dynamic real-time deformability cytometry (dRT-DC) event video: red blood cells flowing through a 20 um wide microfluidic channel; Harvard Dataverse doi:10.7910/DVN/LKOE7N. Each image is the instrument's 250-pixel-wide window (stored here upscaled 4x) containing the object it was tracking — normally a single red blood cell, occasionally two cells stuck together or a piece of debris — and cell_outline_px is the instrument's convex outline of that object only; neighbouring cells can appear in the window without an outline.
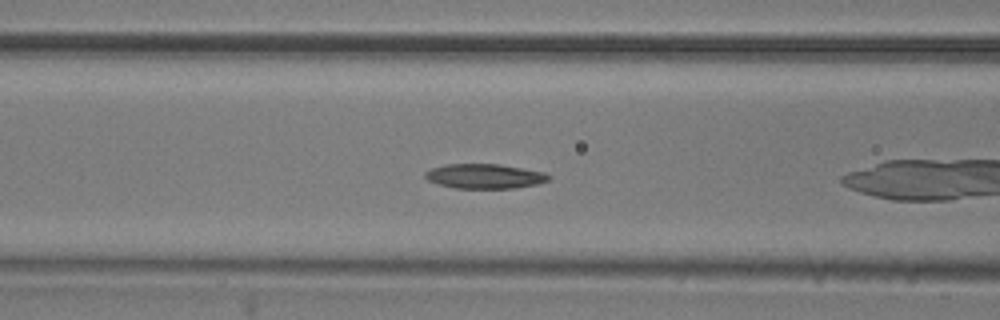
{"species": "common noctule bat (a hibernating species)", "species_latin": "Nyctalus noctula", "temperature_condition": "room temperature", "stored_images_in_passage": 40, "camera_frame_rate_fps": 3000, "um_per_image_px": 0.085, "animal": {"sex": "male", "body_mass_g": 20.5, "forearm_length_mm": 52.5}, "frame": {"image": 1, "passage_image": 7, "time_ms": 2.0, "image_size_px": [1000, 320], "cell_outline_px": [[552, 176], [548, 180], [536, 184], [516, 188], [456, 188], [440, 184], [428, 180], [424, 176], [424, 172], [432, 168], [444, 164], [500, 164], [544, 172]], "centroid_in_image_um": [41.19, 14.97], "position_along_channel_um": 125.4, "area_um2": 17.69}}
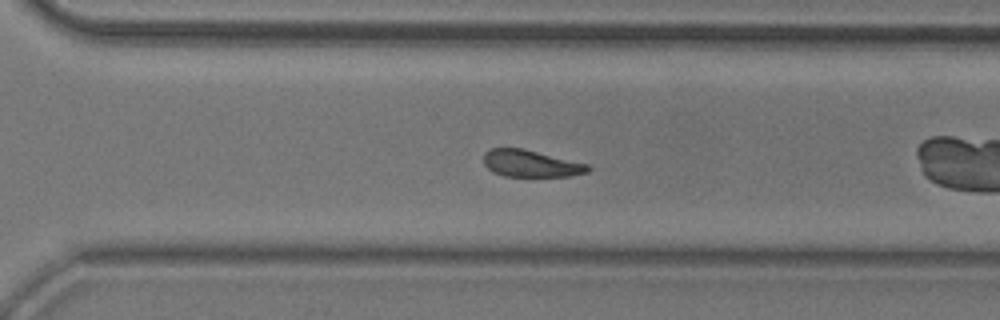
{"frame": {"image": 2, "passage_image": 23, "time_ms": 7.333, "image_size_px": [1000, 320], "cell_outline_px": [[592, 168], [588, 172], [568, 176], [504, 176], [492, 172], [484, 164], [484, 152], [488, 148], [524, 148], [588, 164]], "centroid_in_image_um": [45.11, 13.89], "position_along_channel_um": 325.5, "area_um2": 16.47}, "authors_computed_cell_mechanics": {"area_um2": 17.6001, "velocity_mm_per_s": 3.7526, "shape_relaxation_time_tau1_ms": 3.4702, "shape_relaxation_time_tau2_ms": null, "deformation_change_tau1": 0.0969, "deformation_change_tau2": null}}